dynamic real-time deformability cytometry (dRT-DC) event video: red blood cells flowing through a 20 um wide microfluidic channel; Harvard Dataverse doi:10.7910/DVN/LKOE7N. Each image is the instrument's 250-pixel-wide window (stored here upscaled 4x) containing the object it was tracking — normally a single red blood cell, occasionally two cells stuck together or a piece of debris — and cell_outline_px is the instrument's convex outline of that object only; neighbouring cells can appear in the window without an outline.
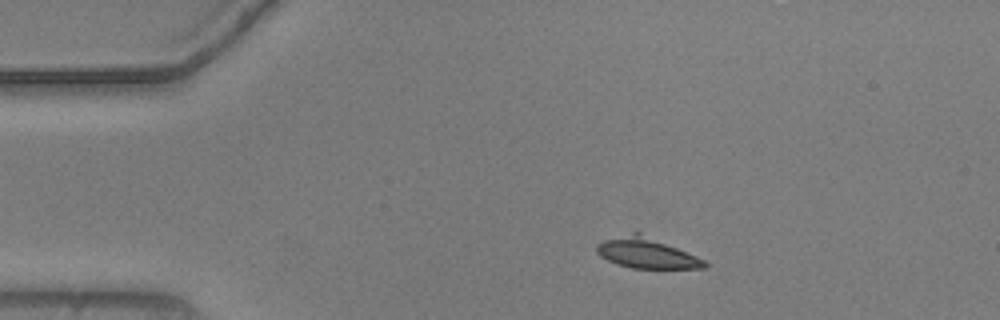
{"species": "common noctule bat (a hibernating species)", "species_latin": "Nyctalus noctula", "temperature_condition": "warm", "stored_images_in_passage": 45, "camera_frame_rate_fps": 3000, "um_per_image_px": 0.085, "animal": {"sex": "male", "body_mass_g": 20.5, "forearm_length_mm": 52.5}, "frame": {"image": 1, "passage_image": 1, "time_ms": 0.0, "image_size_px": [1000, 320], "cell_outline_px": [[708, 264], [704, 268], [632, 268], [616, 264], [600, 256], [596, 252], [596, 244], [604, 240], [636, 232], [640, 232], [696, 256], [704, 260]], "centroid_in_image_um": [54.92, 21.51], "position_along_channel_um": 30.1, "area_um2": 18.79}}
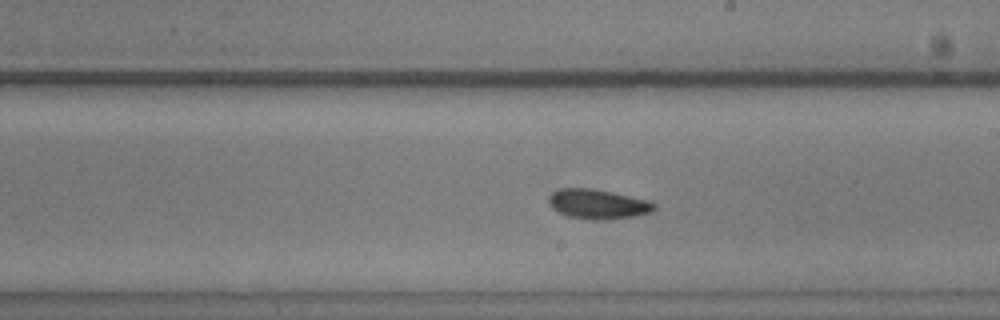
{"frame": {"image": 2, "passage_image": 22, "time_ms": 7.0, "image_size_px": [1000, 320], "cell_outline_px": [[656, 208], [652, 212], [636, 216], [608, 220], [592, 220], [568, 216], [552, 208], [548, 204], [548, 196], [556, 188], [592, 188], [612, 192], [648, 200], [656, 204]], "centroid_in_image_um": [50.81, 17.35], "position_along_channel_um": 238.2, "area_um2": 18.5}}
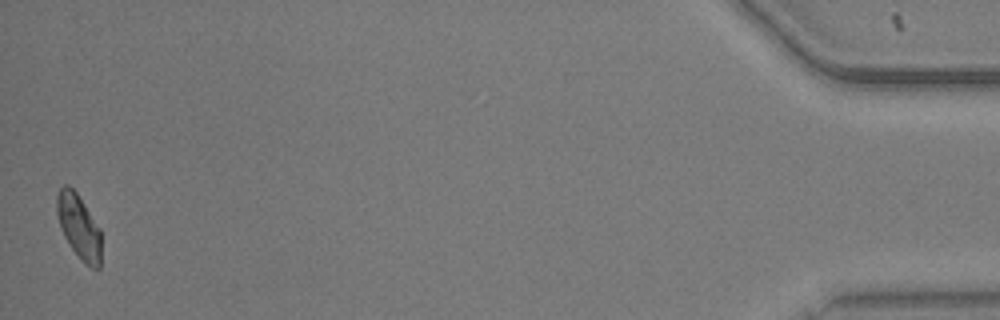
{"frame": {"image": 3, "passage_image": 45, "time_ms": 14.667, "image_size_px": [1000, 320], "cell_outline_px": [[100, 268], [92, 268], [84, 264], [68, 244], [60, 228], [56, 212], [56, 196], [60, 188], [64, 184], [68, 184], [76, 192], [100, 228]], "centroid_in_image_um": [6.68, 19.26], "position_along_channel_um": 428.5, "area_um2": 16.7}, "authors_computed_cell_mechanics": {"area_um2": 17.5134, "velocity_mm_per_s": 3.7089, "shape_relaxation_time_tau1_ms": 6.0803, "shape_relaxation_time_tau2_ms": 4.4441, "deformation_change_tau1": 0.1492, "deformation_change_tau2": 0.0933}}